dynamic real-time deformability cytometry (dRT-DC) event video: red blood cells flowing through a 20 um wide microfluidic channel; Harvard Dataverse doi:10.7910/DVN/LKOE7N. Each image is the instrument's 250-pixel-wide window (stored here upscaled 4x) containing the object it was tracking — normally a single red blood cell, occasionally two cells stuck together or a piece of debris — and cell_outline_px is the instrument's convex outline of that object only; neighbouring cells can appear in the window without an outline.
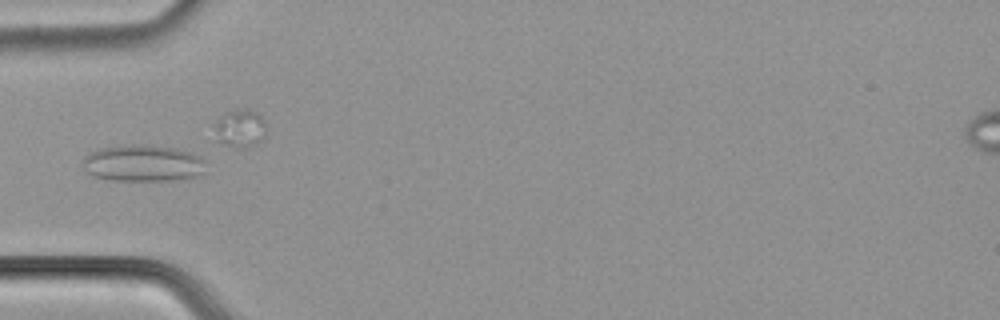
{"species": "common noctule bat (a hibernating species)", "species_latin": "Nyctalus noctula", "temperature_condition": "cold", "stored_images_in_passage": 8, "camera_frame_rate_fps": 3000, "um_per_image_px": 0.085, "animal": {"sex": "male", "body_mass_g": 21.5, "forearm_length_mm": 52.0}, "frame": {"image": 1, "passage_image": 4, "time_ms": 1.0, "image_size_px": [1000, 320], "cell_outline_px": [[208, 160], [204, 172], [200, 176], [172, 180], [108, 180], [92, 176], [84, 168], [84, 156], [88, 152], [100, 148], [120, 144], [148, 144], [176, 148], [200, 156]], "centroid_in_image_um": [12.18, 13.86], "position_along_channel_um": 72.8, "area_um2": 26.88}}
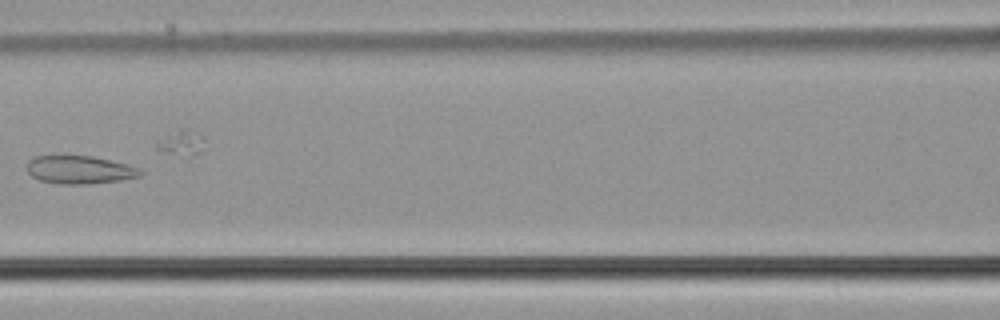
{"frame": {"image": 2, "passage_image": 6, "time_ms": 1.667, "image_size_px": [1000, 320], "cell_outline_px": [[144, 172], [140, 176], [120, 180], [88, 184], [60, 184], [40, 180], [32, 176], [28, 172], [28, 160], [36, 156], [92, 156], [128, 164]], "centroid_in_image_um": [6.77, 14.43], "position_along_channel_um": 159.8, "area_um2": 18.38}}